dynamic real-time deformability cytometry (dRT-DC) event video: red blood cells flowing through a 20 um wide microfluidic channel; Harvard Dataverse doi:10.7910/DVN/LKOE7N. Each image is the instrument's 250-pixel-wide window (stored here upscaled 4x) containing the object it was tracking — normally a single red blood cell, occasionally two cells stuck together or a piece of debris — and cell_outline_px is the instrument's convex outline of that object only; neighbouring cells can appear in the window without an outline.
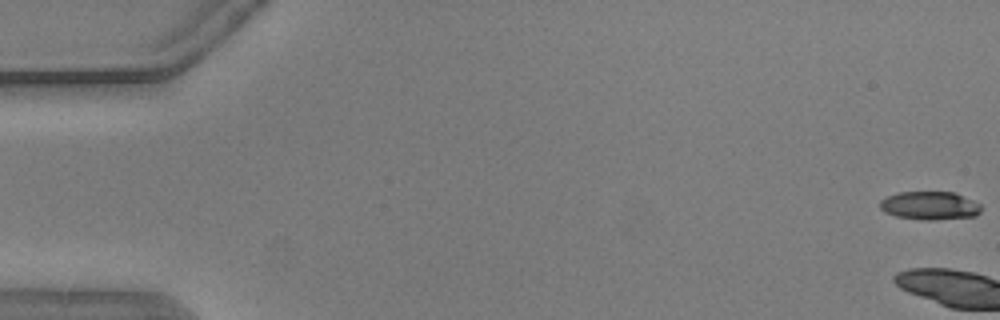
{"species": "common noctule bat (a hibernating species)", "species_latin": "Nyctalus noctula", "temperature_condition": "warm", "stored_images_in_passage": 4, "camera_frame_rate_fps": 3000, "um_per_image_px": 0.085, "animal": {"sex": "male", "body_mass_g": 20.5, "forearm_length_mm": 52.5}, "frame": {"image": 1, "passage_image": 1, "time_ms": 0.0, "image_size_px": [1000, 320], "cell_outline_px": [[980, 212], [976, 216], [932, 220], [924, 220], [896, 216], [884, 212], [880, 208], [880, 200], [896, 192], [956, 192], [980, 204]], "centroid_in_image_um": [79.02, 17.47], "position_along_channel_um": 6.0, "area_um2": 16.7}}